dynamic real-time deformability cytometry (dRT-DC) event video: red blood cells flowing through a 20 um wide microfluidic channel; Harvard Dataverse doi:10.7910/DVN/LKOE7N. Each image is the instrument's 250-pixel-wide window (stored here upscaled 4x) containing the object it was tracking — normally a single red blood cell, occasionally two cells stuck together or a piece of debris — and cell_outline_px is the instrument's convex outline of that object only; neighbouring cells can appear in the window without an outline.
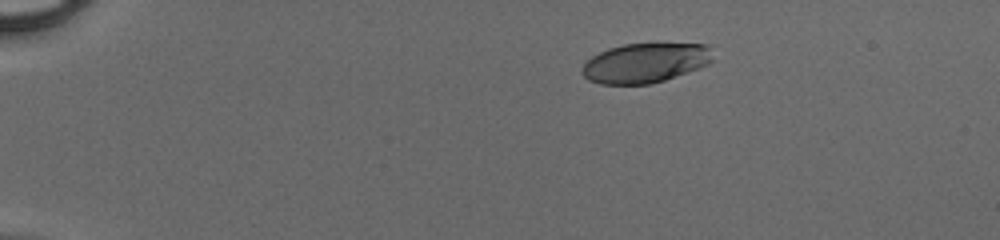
{"species": "human", "species_latin": "Homo sapiens", "temperature_condition": "cold", "stored_images_in_passage": 41, "camera_frame_rate_fps": 3000, "um_per_image_px": 0.085, "donor": {"sex": "male"}, "frame": {"image": 1, "passage_image": 1, "time_ms": 0.0, "image_size_px": [1000, 240], "cell_outline_px": [[712, 60], [708, 64], [700, 68], [664, 80], [648, 84], [600, 84], [588, 80], [580, 72], [584, 64], [592, 56], [608, 48], [624, 44], [708, 44]], "centroid_in_image_um": [54.81, 5.35], "position_along_channel_um": 30.2, "area_um2": 30.0}}
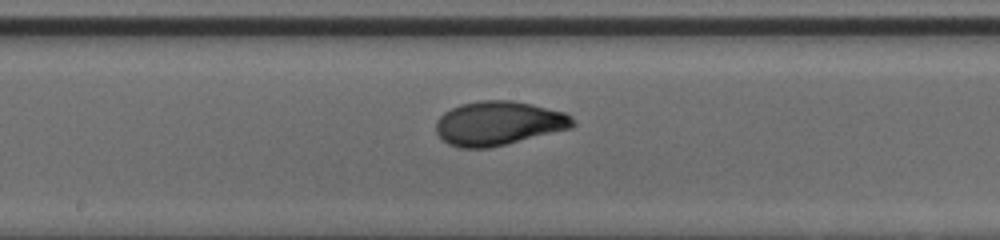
{"frame": {"image": 2, "passage_image": 20, "time_ms": 6.333, "image_size_px": [1000, 240], "cell_outline_px": [[576, 124], [572, 128], [488, 148], [460, 148], [448, 144], [436, 132], [436, 120], [444, 112], [460, 104], [480, 100], [512, 100], [532, 104], [564, 112], [572, 116]], "centroid_in_image_um": [42.38, 10.47], "position_along_channel_um": 205.8, "area_um2": 35.14}}
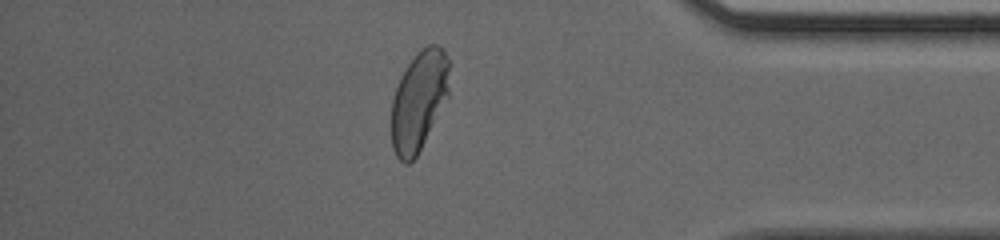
{"frame": {"image": 3, "passage_image": 35, "time_ms": 11.333, "image_size_px": [1000, 240], "cell_outline_px": [[448, 96], [416, 156], [408, 164], [404, 164], [396, 156], [392, 148], [392, 100], [396, 88], [408, 64], [416, 52], [428, 44], [436, 44], [444, 48], [448, 60]], "centroid_in_image_um": [35.6, 8.54], "position_along_channel_um": 399.6, "area_um2": 33.18}}